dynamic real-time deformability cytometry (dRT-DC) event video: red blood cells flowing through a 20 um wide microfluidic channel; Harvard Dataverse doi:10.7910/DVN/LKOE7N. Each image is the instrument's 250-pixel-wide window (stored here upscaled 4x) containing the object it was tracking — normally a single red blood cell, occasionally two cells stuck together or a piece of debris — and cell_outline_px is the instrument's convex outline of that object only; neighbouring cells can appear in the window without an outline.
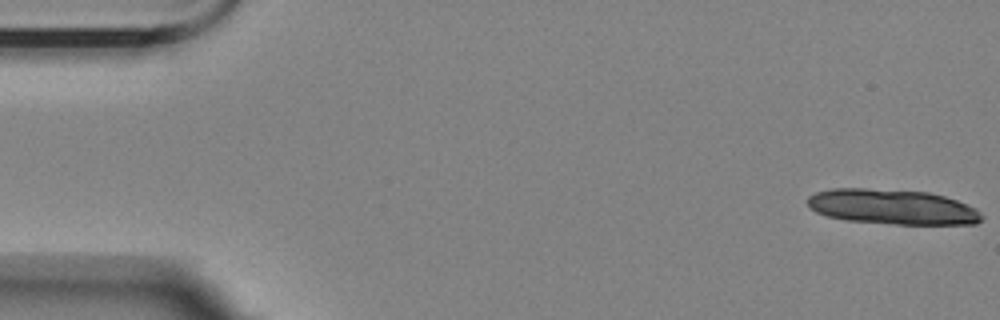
{"species": "Egyptian fruit bat (a non-hibernating species)", "species_latin": "Rousettus aegyptiacus", "temperature_condition": "room temperature", "stored_images_in_passage": 14, "camera_frame_rate_fps": 3000, "um_per_image_px": 0.085, "animal": {"sex": "female"}, "frame": {"image": 1, "passage_image": 1, "time_ms": 0.0, "image_size_px": [1000, 320], "cell_outline_px": [[984, 216], [976, 224], [896, 224], [848, 220], [828, 216], [816, 212], [808, 204], [808, 196], [816, 192], [832, 188], [864, 188], [928, 192], [944, 196], [956, 200], [976, 208]], "centroid_in_image_um": [75.86, 17.58], "position_along_channel_um": 9.1, "area_um2": 35.43}}